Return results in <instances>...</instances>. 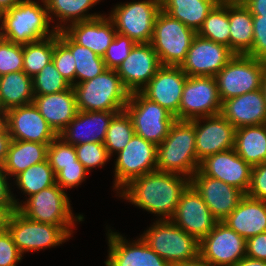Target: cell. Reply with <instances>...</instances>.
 Instances as JSON below:
<instances>
[{
  "label": "cell",
  "instance_id": "6da1fadb",
  "mask_svg": "<svg viewBox=\"0 0 266 266\" xmlns=\"http://www.w3.org/2000/svg\"><path fill=\"white\" fill-rule=\"evenodd\" d=\"M189 186L190 178L186 176L156 170L129 181L116 197L154 214L158 220H164L173 216Z\"/></svg>",
  "mask_w": 266,
  "mask_h": 266
},
{
  "label": "cell",
  "instance_id": "7a4b0ae2",
  "mask_svg": "<svg viewBox=\"0 0 266 266\" xmlns=\"http://www.w3.org/2000/svg\"><path fill=\"white\" fill-rule=\"evenodd\" d=\"M39 1L20 0L14 7L1 12L0 37L24 45L55 35L57 30L53 24L50 27L45 0Z\"/></svg>",
  "mask_w": 266,
  "mask_h": 266
},
{
  "label": "cell",
  "instance_id": "3957f363",
  "mask_svg": "<svg viewBox=\"0 0 266 266\" xmlns=\"http://www.w3.org/2000/svg\"><path fill=\"white\" fill-rule=\"evenodd\" d=\"M194 120H175L157 146V170L191 178L199 168Z\"/></svg>",
  "mask_w": 266,
  "mask_h": 266
},
{
  "label": "cell",
  "instance_id": "277c9868",
  "mask_svg": "<svg viewBox=\"0 0 266 266\" xmlns=\"http://www.w3.org/2000/svg\"><path fill=\"white\" fill-rule=\"evenodd\" d=\"M78 111H123L130 92L116 70L106 69L93 79L73 85Z\"/></svg>",
  "mask_w": 266,
  "mask_h": 266
},
{
  "label": "cell",
  "instance_id": "5b68a950",
  "mask_svg": "<svg viewBox=\"0 0 266 266\" xmlns=\"http://www.w3.org/2000/svg\"><path fill=\"white\" fill-rule=\"evenodd\" d=\"M23 202V203H22ZM65 190L56 183L19 202L17 210L28 219L59 227H75L84 221L82 214H75Z\"/></svg>",
  "mask_w": 266,
  "mask_h": 266
},
{
  "label": "cell",
  "instance_id": "8992f818",
  "mask_svg": "<svg viewBox=\"0 0 266 266\" xmlns=\"http://www.w3.org/2000/svg\"><path fill=\"white\" fill-rule=\"evenodd\" d=\"M139 236L171 265L200 256V241L179 228L170 219H157Z\"/></svg>",
  "mask_w": 266,
  "mask_h": 266
},
{
  "label": "cell",
  "instance_id": "52a82bcc",
  "mask_svg": "<svg viewBox=\"0 0 266 266\" xmlns=\"http://www.w3.org/2000/svg\"><path fill=\"white\" fill-rule=\"evenodd\" d=\"M7 230L22 256L26 252H36L60 246L70 240L74 233V227H59L49 223L32 221L17 209L10 215Z\"/></svg>",
  "mask_w": 266,
  "mask_h": 266
},
{
  "label": "cell",
  "instance_id": "ba28073f",
  "mask_svg": "<svg viewBox=\"0 0 266 266\" xmlns=\"http://www.w3.org/2000/svg\"><path fill=\"white\" fill-rule=\"evenodd\" d=\"M197 33L160 10L156 16L150 44L161 65L181 66Z\"/></svg>",
  "mask_w": 266,
  "mask_h": 266
},
{
  "label": "cell",
  "instance_id": "9c48e42d",
  "mask_svg": "<svg viewBox=\"0 0 266 266\" xmlns=\"http://www.w3.org/2000/svg\"><path fill=\"white\" fill-rule=\"evenodd\" d=\"M266 61L235 54L214 76L222 103L233 97L261 89Z\"/></svg>",
  "mask_w": 266,
  "mask_h": 266
},
{
  "label": "cell",
  "instance_id": "30bf717a",
  "mask_svg": "<svg viewBox=\"0 0 266 266\" xmlns=\"http://www.w3.org/2000/svg\"><path fill=\"white\" fill-rule=\"evenodd\" d=\"M114 6L108 17L117 33L129 37L135 43H150L155 19L161 10V0H133Z\"/></svg>",
  "mask_w": 266,
  "mask_h": 266
},
{
  "label": "cell",
  "instance_id": "8fae6325",
  "mask_svg": "<svg viewBox=\"0 0 266 266\" xmlns=\"http://www.w3.org/2000/svg\"><path fill=\"white\" fill-rule=\"evenodd\" d=\"M124 110L131 118L135 134L156 146L163 142L176 120L169 111L141 92L130 93Z\"/></svg>",
  "mask_w": 266,
  "mask_h": 266
},
{
  "label": "cell",
  "instance_id": "7c38bea8",
  "mask_svg": "<svg viewBox=\"0 0 266 266\" xmlns=\"http://www.w3.org/2000/svg\"><path fill=\"white\" fill-rule=\"evenodd\" d=\"M115 156L112 187L116 193L134 178L157 170V146L137 134Z\"/></svg>",
  "mask_w": 266,
  "mask_h": 266
},
{
  "label": "cell",
  "instance_id": "4fadbf2b",
  "mask_svg": "<svg viewBox=\"0 0 266 266\" xmlns=\"http://www.w3.org/2000/svg\"><path fill=\"white\" fill-rule=\"evenodd\" d=\"M222 111L217 83L212 76H187L178 111V120H194Z\"/></svg>",
  "mask_w": 266,
  "mask_h": 266
},
{
  "label": "cell",
  "instance_id": "5bb4252c",
  "mask_svg": "<svg viewBox=\"0 0 266 266\" xmlns=\"http://www.w3.org/2000/svg\"><path fill=\"white\" fill-rule=\"evenodd\" d=\"M200 256L211 266H234L246 256V240L218 222L200 241Z\"/></svg>",
  "mask_w": 266,
  "mask_h": 266
},
{
  "label": "cell",
  "instance_id": "9a60e30c",
  "mask_svg": "<svg viewBox=\"0 0 266 266\" xmlns=\"http://www.w3.org/2000/svg\"><path fill=\"white\" fill-rule=\"evenodd\" d=\"M107 230L108 255L105 266H172L153 251L147 243L138 237L129 241L114 230Z\"/></svg>",
  "mask_w": 266,
  "mask_h": 266
},
{
  "label": "cell",
  "instance_id": "2e32d148",
  "mask_svg": "<svg viewBox=\"0 0 266 266\" xmlns=\"http://www.w3.org/2000/svg\"><path fill=\"white\" fill-rule=\"evenodd\" d=\"M234 55L229 47L196 35L180 68L187 76L214 77Z\"/></svg>",
  "mask_w": 266,
  "mask_h": 266
},
{
  "label": "cell",
  "instance_id": "e0dca14e",
  "mask_svg": "<svg viewBox=\"0 0 266 266\" xmlns=\"http://www.w3.org/2000/svg\"><path fill=\"white\" fill-rule=\"evenodd\" d=\"M170 220L199 241L219 222L191 185L182 194Z\"/></svg>",
  "mask_w": 266,
  "mask_h": 266
},
{
  "label": "cell",
  "instance_id": "ac0fdd59",
  "mask_svg": "<svg viewBox=\"0 0 266 266\" xmlns=\"http://www.w3.org/2000/svg\"><path fill=\"white\" fill-rule=\"evenodd\" d=\"M190 185L202 197L213 216L222 222L246 195L235 186L208 177L199 170L190 178Z\"/></svg>",
  "mask_w": 266,
  "mask_h": 266
},
{
  "label": "cell",
  "instance_id": "d6986e66",
  "mask_svg": "<svg viewBox=\"0 0 266 266\" xmlns=\"http://www.w3.org/2000/svg\"><path fill=\"white\" fill-rule=\"evenodd\" d=\"M158 54L150 43H136L116 69L130 92H140L161 67Z\"/></svg>",
  "mask_w": 266,
  "mask_h": 266
},
{
  "label": "cell",
  "instance_id": "ffe728a7",
  "mask_svg": "<svg viewBox=\"0 0 266 266\" xmlns=\"http://www.w3.org/2000/svg\"><path fill=\"white\" fill-rule=\"evenodd\" d=\"M194 129L199 162L210 155L234 148L236 129L221 113L194 119Z\"/></svg>",
  "mask_w": 266,
  "mask_h": 266
},
{
  "label": "cell",
  "instance_id": "44dd1931",
  "mask_svg": "<svg viewBox=\"0 0 266 266\" xmlns=\"http://www.w3.org/2000/svg\"><path fill=\"white\" fill-rule=\"evenodd\" d=\"M187 75L180 66L162 65L140 91L146 98L159 104L178 120V111Z\"/></svg>",
  "mask_w": 266,
  "mask_h": 266
},
{
  "label": "cell",
  "instance_id": "7402d4cb",
  "mask_svg": "<svg viewBox=\"0 0 266 266\" xmlns=\"http://www.w3.org/2000/svg\"><path fill=\"white\" fill-rule=\"evenodd\" d=\"M5 113L12 140L51 144L58 136L34 103L12 108Z\"/></svg>",
  "mask_w": 266,
  "mask_h": 266
},
{
  "label": "cell",
  "instance_id": "603a6c76",
  "mask_svg": "<svg viewBox=\"0 0 266 266\" xmlns=\"http://www.w3.org/2000/svg\"><path fill=\"white\" fill-rule=\"evenodd\" d=\"M198 170L208 177L239 188L245 194L249 190L252 166L234 148L204 158L200 161Z\"/></svg>",
  "mask_w": 266,
  "mask_h": 266
},
{
  "label": "cell",
  "instance_id": "cb8c5ba5",
  "mask_svg": "<svg viewBox=\"0 0 266 266\" xmlns=\"http://www.w3.org/2000/svg\"><path fill=\"white\" fill-rule=\"evenodd\" d=\"M121 111H78L74 119L58 135L66 143H104L108 126Z\"/></svg>",
  "mask_w": 266,
  "mask_h": 266
},
{
  "label": "cell",
  "instance_id": "d4e9b609",
  "mask_svg": "<svg viewBox=\"0 0 266 266\" xmlns=\"http://www.w3.org/2000/svg\"><path fill=\"white\" fill-rule=\"evenodd\" d=\"M221 114L235 129L266 124V102L262 89L225 100Z\"/></svg>",
  "mask_w": 266,
  "mask_h": 266
},
{
  "label": "cell",
  "instance_id": "484cf974",
  "mask_svg": "<svg viewBox=\"0 0 266 266\" xmlns=\"http://www.w3.org/2000/svg\"><path fill=\"white\" fill-rule=\"evenodd\" d=\"M76 43L103 57L117 31L107 14L88 21L75 22L64 30Z\"/></svg>",
  "mask_w": 266,
  "mask_h": 266
},
{
  "label": "cell",
  "instance_id": "4316f807",
  "mask_svg": "<svg viewBox=\"0 0 266 266\" xmlns=\"http://www.w3.org/2000/svg\"><path fill=\"white\" fill-rule=\"evenodd\" d=\"M33 103L57 135L64 130L78 112L73 86L53 94L35 95Z\"/></svg>",
  "mask_w": 266,
  "mask_h": 266
},
{
  "label": "cell",
  "instance_id": "83f0119b",
  "mask_svg": "<svg viewBox=\"0 0 266 266\" xmlns=\"http://www.w3.org/2000/svg\"><path fill=\"white\" fill-rule=\"evenodd\" d=\"M222 222L245 240L266 232V201L245 195Z\"/></svg>",
  "mask_w": 266,
  "mask_h": 266
},
{
  "label": "cell",
  "instance_id": "f1b7e54d",
  "mask_svg": "<svg viewBox=\"0 0 266 266\" xmlns=\"http://www.w3.org/2000/svg\"><path fill=\"white\" fill-rule=\"evenodd\" d=\"M100 2L101 0H45L51 24L54 23L53 27L57 31L65 30L75 22L103 16L101 13H89L90 9Z\"/></svg>",
  "mask_w": 266,
  "mask_h": 266
},
{
  "label": "cell",
  "instance_id": "f546056e",
  "mask_svg": "<svg viewBox=\"0 0 266 266\" xmlns=\"http://www.w3.org/2000/svg\"><path fill=\"white\" fill-rule=\"evenodd\" d=\"M230 50L247 55L253 44V16L240 0H229Z\"/></svg>",
  "mask_w": 266,
  "mask_h": 266
},
{
  "label": "cell",
  "instance_id": "4dcf8cb0",
  "mask_svg": "<svg viewBox=\"0 0 266 266\" xmlns=\"http://www.w3.org/2000/svg\"><path fill=\"white\" fill-rule=\"evenodd\" d=\"M34 96L32 77L24 71L0 76V111L31 104Z\"/></svg>",
  "mask_w": 266,
  "mask_h": 266
},
{
  "label": "cell",
  "instance_id": "1f68e13d",
  "mask_svg": "<svg viewBox=\"0 0 266 266\" xmlns=\"http://www.w3.org/2000/svg\"><path fill=\"white\" fill-rule=\"evenodd\" d=\"M50 144L12 140L2 168L9 178L15 177L29 167L47 160ZM12 176V177H11Z\"/></svg>",
  "mask_w": 266,
  "mask_h": 266
},
{
  "label": "cell",
  "instance_id": "d6a6232c",
  "mask_svg": "<svg viewBox=\"0 0 266 266\" xmlns=\"http://www.w3.org/2000/svg\"><path fill=\"white\" fill-rule=\"evenodd\" d=\"M221 0H161V10L196 33Z\"/></svg>",
  "mask_w": 266,
  "mask_h": 266
},
{
  "label": "cell",
  "instance_id": "836d02e7",
  "mask_svg": "<svg viewBox=\"0 0 266 266\" xmlns=\"http://www.w3.org/2000/svg\"><path fill=\"white\" fill-rule=\"evenodd\" d=\"M234 150L252 167L266 162V124L237 128Z\"/></svg>",
  "mask_w": 266,
  "mask_h": 266
},
{
  "label": "cell",
  "instance_id": "e575fe53",
  "mask_svg": "<svg viewBox=\"0 0 266 266\" xmlns=\"http://www.w3.org/2000/svg\"><path fill=\"white\" fill-rule=\"evenodd\" d=\"M58 38L71 50L74 56L75 84L93 79L106 70L103 57L76 43L64 30L58 31Z\"/></svg>",
  "mask_w": 266,
  "mask_h": 266
},
{
  "label": "cell",
  "instance_id": "d590c367",
  "mask_svg": "<svg viewBox=\"0 0 266 266\" xmlns=\"http://www.w3.org/2000/svg\"><path fill=\"white\" fill-rule=\"evenodd\" d=\"M229 0H221L207 15L197 35L230 48Z\"/></svg>",
  "mask_w": 266,
  "mask_h": 266
},
{
  "label": "cell",
  "instance_id": "8d00e7d4",
  "mask_svg": "<svg viewBox=\"0 0 266 266\" xmlns=\"http://www.w3.org/2000/svg\"><path fill=\"white\" fill-rule=\"evenodd\" d=\"M12 183L26 196L25 200L56 183V176L49 165L48 160L35 164L20 172L13 179Z\"/></svg>",
  "mask_w": 266,
  "mask_h": 266
},
{
  "label": "cell",
  "instance_id": "74e56055",
  "mask_svg": "<svg viewBox=\"0 0 266 266\" xmlns=\"http://www.w3.org/2000/svg\"><path fill=\"white\" fill-rule=\"evenodd\" d=\"M135 131L130 116L125 110L112 119L106 133L104 146L110 157L122 151L134 136Z\"/></svg>",
  "mask_w": 266,
  "mask_h": 266
},
{
  "label": "cell",
  "instance_id": "f35d334b",
  "mask_svg": "<svg viewBox=\"0 0 266 266\" xmlns=\"http://www.w3.org/2000/svg\"><path fill=\"white\" fill-rule=\"evenodd\" d=\"M54 52V35L23 45V71L30 77L38 74L44 66L52 61Z\"/></svg>",
  "mask_w": 266,
  "mask_h": 266
},
{
  "label": "cell",
  "instance_id": "ab89813d",
  "mask_svg": "<svg viewBox=\"0 0 266 266\" xmlns=\"http://www.w3.org/2000/svg\"><path fill=\"white\" fill-rule=\"evenodd\" d=\"M34 95L53 94L69 89L72 85L59 73L53 61L32 77Z\"/></svg>",
  "mask_w": 266,
  "mask_h": 266
},
{
  "label": "cell",
  "instance_id": "60d3db41",
  "mask_svg": "<svg viewBox=\"0 0 266 266\" xmlns=\"http://www.w3.org/2000/svg\"><path fill=\"white\" fill-rule=\"evenodd\" d=\"M47 160L55 176L63 169V166L82 165L77 159L74 145L66 143L59 136L48 146Z\"/></svg>",
  "mask_w": 266,
  "mask_h": 266
},
{
  "label": "cell",
  "instance_id": "b9f144b4",
  "mask_svg": "<svg viewBox=\"0 0 266 266\" xmlns=\"http://www.w3.org/2000/svg\"><path fill=\"white\" fill-rule=\"evenodd\" d=\"M74 147L78 161L84 166L88 173L91 172V169L105 166V164L112 159L103 143L90 142L75 145Z\"/></svg>",
  "mask_w": 266,
  "mask_h": 266
},
{
  "label": "cell",
  "instance_id": "7bdbcfd3",
  "mask_svg": "<svg viewBox=\"0 0 266 266\" xmlns=\"http://www.w3.org/2000/svg\"><path fill=\"white\" fill-rule=\"evenodd\" d=\"M23 71V45L0 37V76Z\"/></svg>",
  "mask_w": 266,
  "mask_h": 266
},
{
  "label": "cell",
  "instance_id": "ee69618b",
  "mask_svg": "<svg viewBox=\"0 0 266 266\" xmlns=\"http://www.w3.org/2000/svg\"><path fill=\"white\" fill-rule=\"evenodd\" d=\"M52 61L59 73L73 86L75 85V60L71 50L54 35V52Z\"/></svg>",
  "mask_w": 266,
  "mask_h": 266
},
{
  "label": "cell",
  "instance_id": "f6af8a7d",
  "mask_svg": "<svg viewBox=\"0 0 266 266\" xmlns=\"http://www.w3.org/2000/svg\"><path fill=\"white\" fill-rule=\"evenodd\" d=\"M135 44L129 37L117 33L103 56L106 69L116 70Z\"/></svg>",
  "mask_w": 266,
  "mask_h": 266
},
{
  "label": "cell",
  "instance_id": "bcb514c9",
  "mask_svg": "<svg viewBox=\"0 0 266 266\" xmlns=\"http://www.w3.org/2000/svg\"><path fill=\"white\" fill-rule=\"evenodd\" d=\"M90 174L83 165L63 166V169L56 175V184L63 190L78 187Z\"/></svg>",
  "mask_w": 266,
  "mask_h": 266
},
{
  "label": "cell",
  "instance_id": "7dc6e473",
  "mask_svg": "<svg viewBox=\"0 0 266 266\" xmlns=\"http://www.w3.org/2000/svg\"><path fill=\"white\" fill-rule=\"evenodd\" d=\"M247 55L266 61V18L263 16H253V44Z\"/></svg>",
  "mask_w": 266,
  "mask_h": 266
},
{
  "label": "cell",
  "instance_id": "c3c4849f",
  "mask_svg": "<svg viewBox=\"0 0 266 266\" xmlns=\"http://www.w3.org/2000/svg\"><path fill=\"white\" fill-rule=\"evenodd\" d=\"M22 257L8 230L0 233V266H17Z\"/></svg>",
  "mask_w": 266,
  "mask_h": 266
},
{
  "label": "cell",
  "instance_id": "681fc988",
  "mask_svg": "<svg viewBox=\"0 0 266 266\" xmlns=\"http://www.w3.org/2000/svg\"><path fill=\"white\" fill-rule=\"evenodd\" d=\"M247 196L266 201V162L254 165L251 170V183Z\"/></svg>",
  "mask_w": 266,
  "mask_h": 266
},
{
  "label": "cell",
  "instance_id": "f907efd6",
  "mask_svg": "<svg viewBox=\"0 0 266 266\" xmlns=\"http://www.w3.org/2000/svg\"><path fill=\"white\" fill-rule=\"evenodd\" d=\"M9 180V181H8ZM9 177L0 167V207H19V199L14 196V191H11L13 186ZM11 186V187H10Z\"/></svg>",
  "mask_w": 266,
  "mask_h": 266
},
{
  "label": "cell",
  "instance_id": "816d5d0a",
  "mask_svg": "<svg viewBox=\"0 0 266 266\" xmlns=\"http://www.w3.org/2000/svg\"><path fill=\"white\" fill-rule=\"evenodd\" d=\"M246 256L266 261V232L246 240Z\"/></svg>",
  "mask_w": 266,
  "mask_h": 266
},
{
  "label": "cell",
  "instance_id": "f5cc1de1",
  "mask_svg": "<svg viewBox=\"0 0 266 266\" xmlns=\"http://www.w3.org/2000/svg\"><path fill=\"white\" fill-rule=\"evenodd\" d=\"M252 16L266 18V0H240Z\"/></svg>",
  "mask_w": 266,
  "mask_h": 266
},
{
  "label": "cell",
  "instance_id": "db71d44e",
  "mask_svg": "<svg viewBox=\"0 0 266 266\" xmlns=\"http://www.w3.org/2000/svg\"><path fill=\"white\" fill-rule=\"evenodd\" d=\"M11 142H12V138L9 135L8 129L6 128L0 134V167H2L6 161L7 153L9 151Z\"/></svg>",
  "mask_w": 266,
  "mask_h": 266
},
{
  "label": "cell",
  "instance_id": "11a10c76",
  "mask_svg": "<svg viewBox=\"0 0 266 266\" xmlns=\"http://www.w3.org/2000/svg\"><path fill=\"white\" fill-rule=\"evenodd\" d=\"M16 207H0V233L7 230L8 220Z\"/></svg>",
  "mask_w": 266,
  "mask_h": 266
},
{
  "label": "cell",
  "instance_id": "9f6ffc18",
  "mask_svg": "<svg viewBox=\"0 0 266 266\" xmlns=\"http://www.w3.org/2000/svg\"><path fill=\"white\" fill-rule=\"evenodd\" d=\"M234 266H266V261L245 256Z\"/></svg>",
  "mask_w": 266,
  "mask_h": 266
},
{
  "label": "cell",
  "instance_id": "6f0895ef",
  "mask_svg": "<svg viewBox=\"0 0 266 266\" xmlns=\"http://www.w3.org/2000/svg\"><path fill=\"white\" fill-rule=\"evenodd\" d=\"M172 266H211L205 260L202 259L201 256L196 257L195 259L177 262L172 264Z\"/></svg>",
  "mask_w": 266,
  "mask_h": 266
},
{
  "label": "cell",
  "instance_id": "680465c9",
  "mask_svg": "<svg viewBox=\"0 0 266 266\" xmlns=\"http://www.w3.org/2000/svg\"><path fill=\"white\" fill-rule=\"evenodd\" d=\"M20 0H0V13L14 7Z\"/></svg>",
  "mask_w": 266,
  "mask_h": 266
},
{
  "label": "cell",
  "instance_id": "91938a15",
  "mask_svg": "<svg viewBox=\"0 0 266 266\" xmlns=\"http://www.w3.org/2000/svg\"><path fill=\"white\" fill-rule=\"evenodd\" d=\"M7 128L6 113L0 111V134Z\"/></svg>",
  "mask_w": 266,
  "mask_h": 266
},
{
  "label": "cell",
  "instance_id": "94428289",
  "mask_svg": "<svg viewBox=\"0 0 266 266\" xmlns=\"http://www.w3.org/2000/svg\"><path fill=\"white\" fill-rule=\"evenodd\" d=\"M261 89L263 91L265 102H266V67H265L264 74H263Z\"/></svg>",
  "mask_w": 266,
  "mask_h": 266
}]
</instances>
